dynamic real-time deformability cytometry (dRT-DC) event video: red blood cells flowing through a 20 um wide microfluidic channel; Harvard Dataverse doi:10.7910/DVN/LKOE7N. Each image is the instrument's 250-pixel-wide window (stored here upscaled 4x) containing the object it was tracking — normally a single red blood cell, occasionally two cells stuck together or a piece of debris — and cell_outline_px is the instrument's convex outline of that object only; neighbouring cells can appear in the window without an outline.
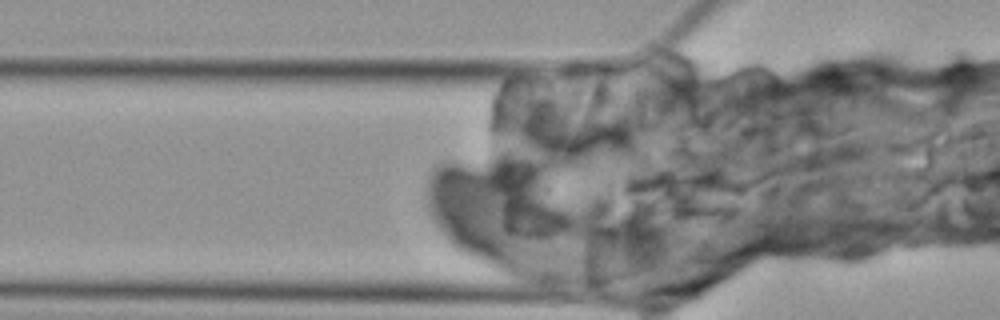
{"species": "Egyptian fruit bat (a non-hibernating species)", "species_latin": "Rousettus aegyptiacus", "temperature_condition": "cold", "stored_images_in_passage": 4, "camera_frame_rate_fps": 3000, "um_per_image_px": 0.085, "animal": {"sex": "female"}, "frame": {"image": 1, "passage_image": 3, "time_ms": 2.0, "image_size_px": [1000, 320], "cell_outline_px": [[568, 220], [548, 232], [544, 232], [504, 220], [492, 176], [500, 164], [528, 172]], "centroid_in_image_um": [44.66, 17.04], "position_along_channel_um": 81.1, "area_um2": 21.39}}